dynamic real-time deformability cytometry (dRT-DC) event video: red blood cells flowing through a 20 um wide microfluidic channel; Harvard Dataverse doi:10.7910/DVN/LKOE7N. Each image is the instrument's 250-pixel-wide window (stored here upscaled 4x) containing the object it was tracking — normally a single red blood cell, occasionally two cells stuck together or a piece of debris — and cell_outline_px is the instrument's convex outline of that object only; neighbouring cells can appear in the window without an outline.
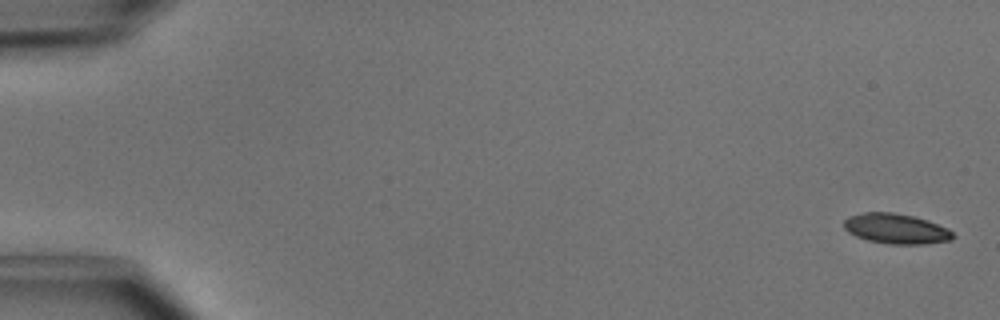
{"species": "common noctule bat (a hibernating species)", "species_latin": "Nyctalus noctula", "temperature_condition": "cold", "stored_images_in_passage": 50, "camera_frame_rate_fps": 3000, "um_per_image_px": 0.085, "animal": {"sex": "male", "body_mass_g": 15.6}, "frame": {"image": 1, "passage_image": 1, "time_ms": 0.0, "image_size_px": [1000, 320], "cell_outline_px": [[956, 236], [952, 240], [924, 244], [888, 244], [868, 240], [856, 236], [848, 232], [844, 228], [844, 220], [848, 216], [864, 212], [892, 212], [912, 216], [948, 228]], "centroid_in_image_um": [76.15, 19.45], "position_along_channel_um": 8.9, "area_um2": 19.07}}
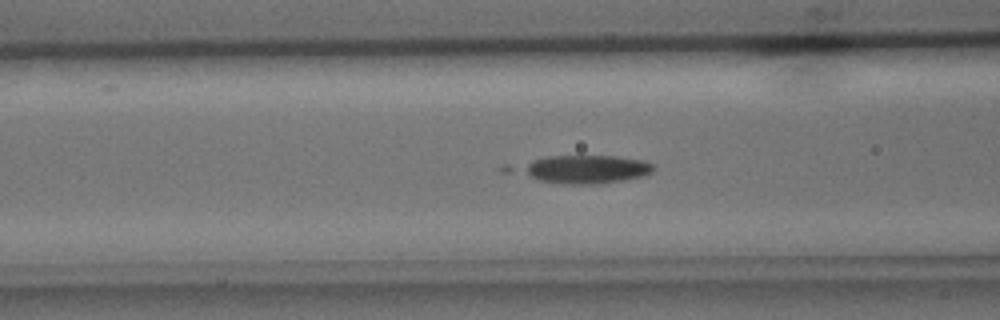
{"frame": {"image": 2, "passage_image": 20, "time_ms": 6.333, "image_size_px": [1000, 320], "cell_outline_px": [[652, 172], [640, 176], [624, 180], [600, 184], [560, 184], [500, 172], [500, 168], [504, 164], [548, 156], [616, 156], [644, 160], [652, 164]], "centroid_in_image_um": [49.23, 14.38], "position_along_channel_um": 117.4, "area_um2": 23.93}}
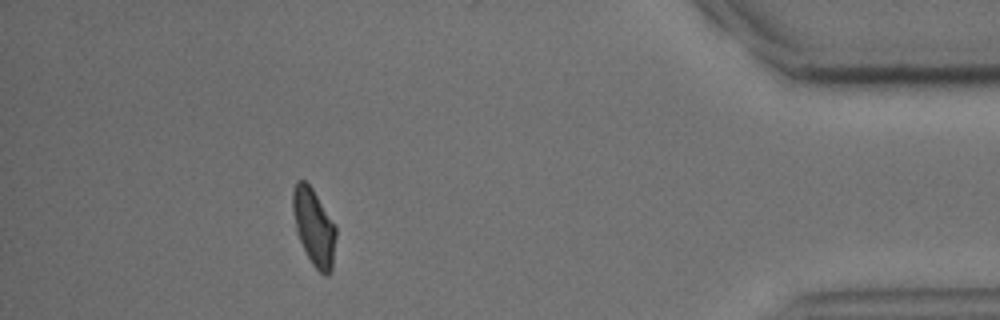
{"frame": {"image": 3, "passage_image": 45, "time_ms": 14.667, "image_size_px": [1000, 320], "cell_outline_px": [[336, 236], [332, 272], [328, 276], [324, 276], [312, 264], [296, 232], [292, 208], [292, 188], [296, 180], [304, 180], [312, 188], [336, 224]], "centroid_in_image_um": [26.69, 19.29], "position_along_channel_um": 408.5, "area_um2": 19.59}}